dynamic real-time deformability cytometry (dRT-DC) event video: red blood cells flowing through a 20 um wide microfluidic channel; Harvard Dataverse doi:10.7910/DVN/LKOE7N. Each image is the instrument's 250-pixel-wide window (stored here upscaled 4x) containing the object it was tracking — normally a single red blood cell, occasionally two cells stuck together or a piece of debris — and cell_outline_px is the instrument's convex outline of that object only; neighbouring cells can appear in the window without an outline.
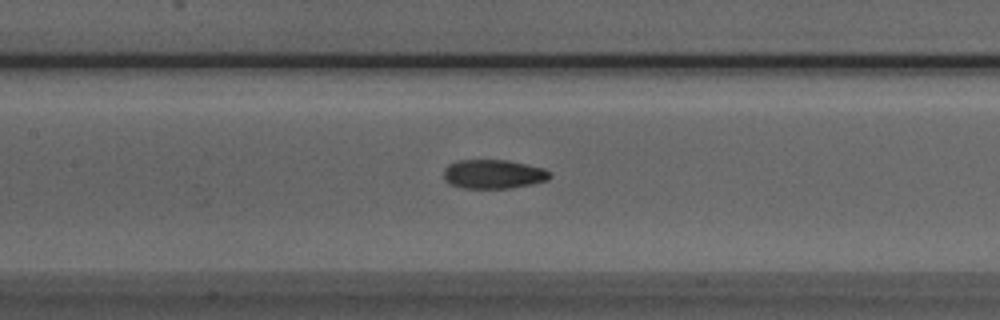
{"species": "Egyptian fruit bat (a non-hibernating species)", "species_latin": "Rousettus aegyptiacus", "temperature_condition": "room temperature", "stored_images_in_passage": 53, "camera_frame_rate_fps": 3000, "um_per_image_px": 0.085, "animal": {"sex": "male"}, "frame": {"image": 1, "passage_image": 24, "time_ms": 7.667, "image_size_px": [1000, 320], "cell_outline_px": [[552, 176], [548, 180], [532, 184], [512, 188], [464, 188], [448, 184], [444, 180], [444, 168], [448, 164], [456, 160], [508, 160], [544, 168], [552, 172]], "centroid_in_image_um": [41.94, 14.8], "position_along_channel_um": 165.5, "area_um2": 18.26}}
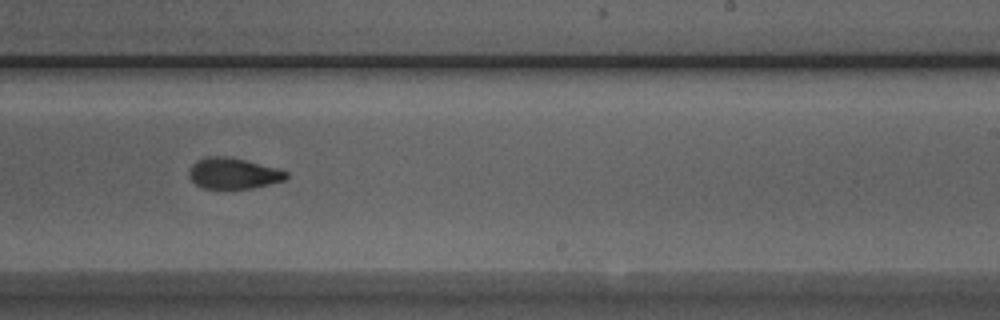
{"frame": {"image": 2, "passage_image": 32, "time_ms": 10.333, "image_size_px": [1000, 320], "cell_outline_px": [[288, 176], [284, 180], [252, 188], [204, 188], [196, 184], [188, 176], [188, 172], [192, 164], [196, 160], [208, 156], [228, 156], [276, 168], [288, 172]], "centroid_in_image_um": [19.79, 14.73], "position_along_channel_um": 269.2, "area_um2": 17.34}}
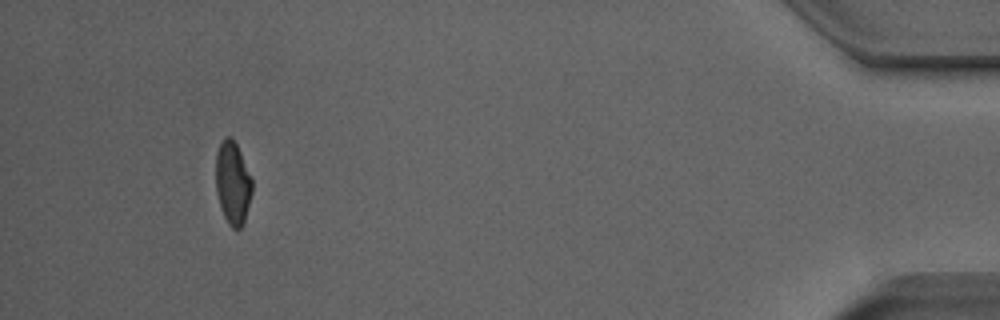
{"frame": {"image": 3, "passage_image": 49, "time_ms": 16.0, "image_size_px": [1000, 320], "cell_outline_px": [[252, 192], [244, 224], [240, 228], [232, 228], [228, 224], [224, 216], [216, 192], [216, 152], [220, 144], [228, 136], [232, 136], [240, 152], [252, 180]], "centroid_in_image_um": [19.78, 15.57], "position_along_channel_um": 415.4, "area_um2": 17.4}, "authors_computed_cell_mechanics": {"area_um2": 17.9758, "velocity_mm_per_s": 3.8967, "shape_relaxation_time_tau1_ms": 8.3791, "shape_relaxation_time_tau2_ms": 1.9544, "deformation_change_tau1": 0.2346, "deformation_change_tau2": 0.0791}}